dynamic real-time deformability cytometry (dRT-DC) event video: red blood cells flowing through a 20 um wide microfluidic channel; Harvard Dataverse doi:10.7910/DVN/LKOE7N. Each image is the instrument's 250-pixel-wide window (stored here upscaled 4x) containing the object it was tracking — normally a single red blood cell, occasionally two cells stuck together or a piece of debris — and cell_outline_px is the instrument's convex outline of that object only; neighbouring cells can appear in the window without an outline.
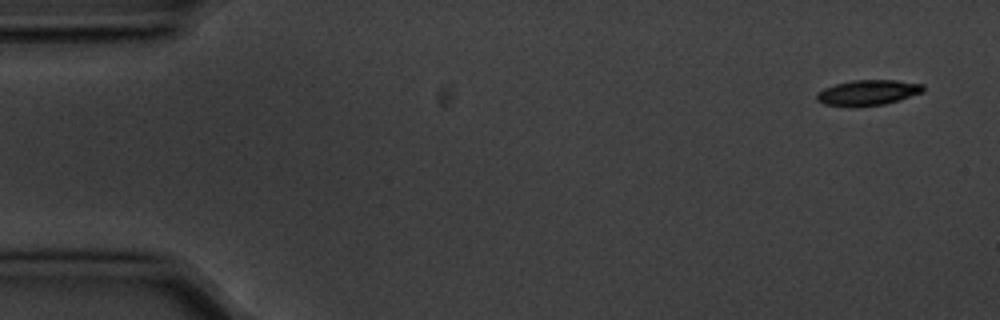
{"species": "common noctule bat (a hibernating species)", "species_latin": "Nyctalus noctula", "temperature_condition": "cold", "stored_images_in_passage": 5, "camera_frame_rate_fps": 3000, "um_per_image_px": 0.085, "animal": {"sex": "male", "body_mass_g": 20.1, "forearm_length_mm": 53.5}, "frame": {"image": 1, "passage_image": 1, "time_ms": 0.0, "image_size_px": [1000, 320], "cell_outline_px": [[924, 92], [884, 104], [824, 104], [816, 100], [816, 92], [824, 88], [836, 84], [852, 80], [896, 80], [924, 84]], "centroid_in_image_um": [73.81, 7.82], "position_along_channel_um": 11.2, "area_um2": 15.14}}
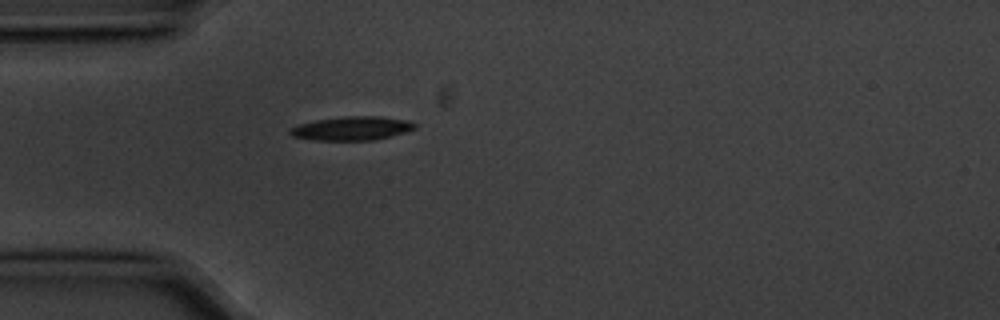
{"frame": {"image": 2, "passage_image": 5, "time_ms": 1.333, "image_size_px": [1000, 320], "cell_outline_px": [[416, 128], [404, 132], [372, 140], [312, 140], [292, 136], [288, 132], [288, 128], [300, 124], [316, 120], [344, 116], [380, 116], [408, 120], [416, 124]], "centroid_in_image_um": [29.87, 10.9], "position_along_channel_um": 55.1, "area_um2": 17.22}}